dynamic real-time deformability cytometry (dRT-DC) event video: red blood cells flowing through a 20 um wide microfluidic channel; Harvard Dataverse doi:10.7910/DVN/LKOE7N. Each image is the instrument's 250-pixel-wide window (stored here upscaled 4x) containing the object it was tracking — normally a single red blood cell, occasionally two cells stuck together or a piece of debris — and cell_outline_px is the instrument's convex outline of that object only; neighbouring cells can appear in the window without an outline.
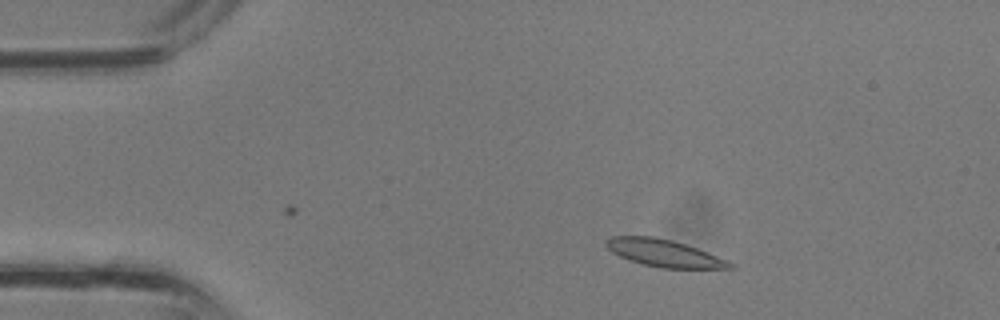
{"species": "common noctule bat (a hibernating species)", "species_latin": "Nyctalus noctula", "temperature_condition": "room temperature", "stored_images_in_passage": 30, "camera_frame_rate_fps": 3000, "um_per_image_px": 0.085, "animal": {"sex": "male", "body_mass_g": 13.3}, "frame": {"image": 1, "passage_image": 3, "time_ms": 0.667, "image_size_px": [1000, 320], "cell_outline_px": [[736, 268], [660, 268], [628, 260], [612, 252], [604, 244], [604, 240], [612, 236], [652, 236], [672, 240], [696, 248], [728, 260]], "centroid_in_image_um": [56.41, 21.51], "position_along_channel_um": 28.6, "area_um2": 19.48}}
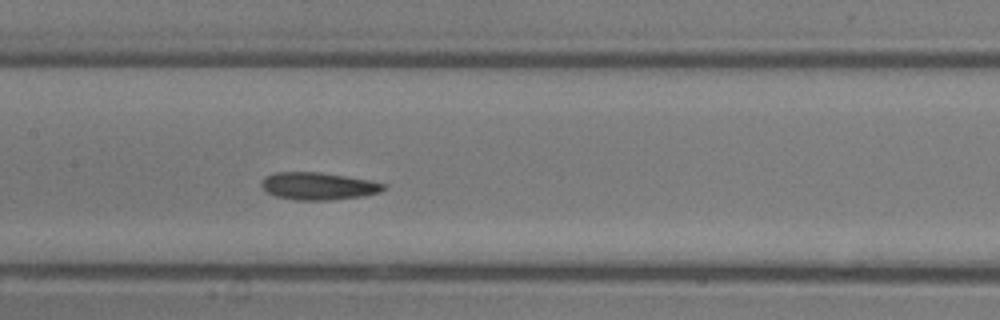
{"frame": {"image": 2, "passage_image": 14, "time_ms": 4.333, "image_size_px": [1000, 320], "cell_outline_px": [[388, 188], [380, 192], [364, 196], [328, 200], [296, 200], [276, 196], [268, 192], [260, 184], [264, 176], [276, 172], [320, 172], [368, 180], [384, 184]], "centroid_in_image_um": [27.05, 15.82], "position_along_channel_um": 180.3, "area_um2": 19.42}}
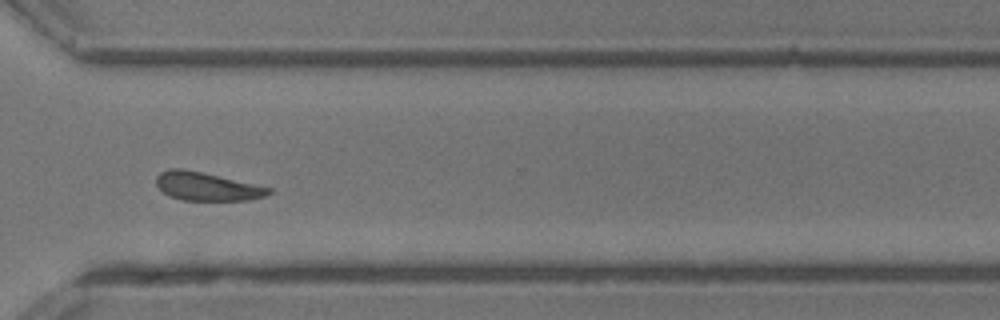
{"frame": {"image": 3, "passage_image": 23, "time_ms": 7.333, "image_size_px": [1000, 320], "cell_outline_px": [[272, 192], [264, 196], [248, 200], [180, 200], [168, 196], [156, 184], [156, 176], [160, 172], [168, 168], [184, 168], [204, 172], [272, 188]], "centroid_in_image_um": [17.55, 15.83], "position_along_channel_um": 353.1, "area_um2": 18.73}}